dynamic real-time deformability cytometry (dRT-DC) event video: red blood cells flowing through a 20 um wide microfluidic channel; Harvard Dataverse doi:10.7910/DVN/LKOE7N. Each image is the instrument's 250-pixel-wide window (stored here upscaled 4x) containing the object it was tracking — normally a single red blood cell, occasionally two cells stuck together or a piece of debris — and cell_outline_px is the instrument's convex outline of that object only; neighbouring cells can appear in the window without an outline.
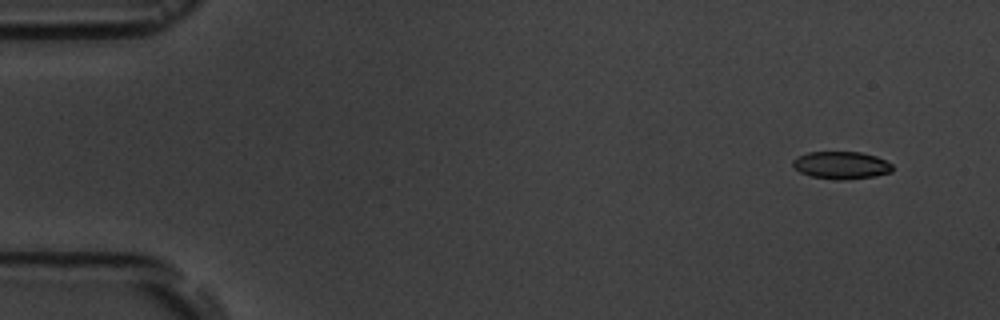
{"species": "common noctule bat (a hibernating species)", "species_latin": "Nyctalus noctula", "temperature_condition": "room temperature", "stored_images_in_passage": 7, "camera_frame_rate_fps": 3000, "um_per_image_px": 0.085, "animal": {"sex": "male", "body_mass_g": 19.5, "forearm_length_mm": 54.6}, "frame": {"image": 1, "passage_image": 2, "time_ms": 1.0, "image_size_px": [1000, 320], "cell_outline_px": [[892, 172], [876, 176], [844, 180], [836, 180], [812, 176], [800, 172], [792, 164], [792, 160], [796, 156], [808, 152], [860, 152], [876, 156], [892, 164]], "centroid_in_image_um": [71.5, 14.04], "position_along_channel_um": 13.5, "area_um2": 16.01}}
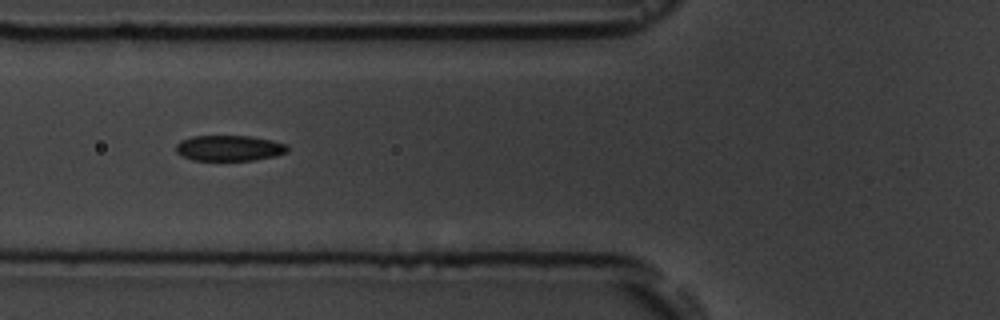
{"frame": {"image": 2, "passage_image": 6, "time_ms": 6.667, "image_size_px": [1000, 320], "cell_outline_px": [[288, 152], [276, 156], [252, 160], [192, 160], [176, 152], [176, 144], [180, 140], [192, 136], [252, 136], [272, 140], [288, 144]], "centroid_in_image_um": [19.51, 12.58], "position_along_channel_um": 106.3, "area_um2": 16.76}}
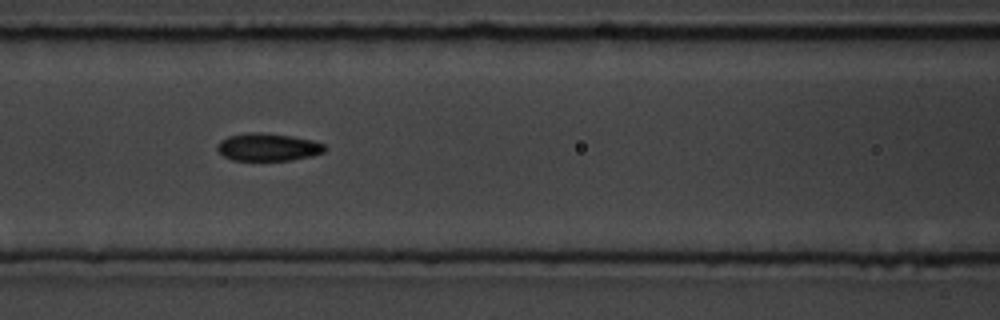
{"frame": {"image": 3, "passage_image": 7, "time_ms": 7.667, "image_size_px": [1000, 320], "cell_outline_px": [[328, 148], [324, 152], [312, 156], [292, 160], [232, 160], [224, 156], [216, 148], [216, 144], [220, 140], [228, 136], [252, 132], [292, 136], [312, 140], [324, 144]], "centroid_in_image_um": [22.79, 12.51], "position_along_channel_um": 143.8, "area_um2": 17.28}}